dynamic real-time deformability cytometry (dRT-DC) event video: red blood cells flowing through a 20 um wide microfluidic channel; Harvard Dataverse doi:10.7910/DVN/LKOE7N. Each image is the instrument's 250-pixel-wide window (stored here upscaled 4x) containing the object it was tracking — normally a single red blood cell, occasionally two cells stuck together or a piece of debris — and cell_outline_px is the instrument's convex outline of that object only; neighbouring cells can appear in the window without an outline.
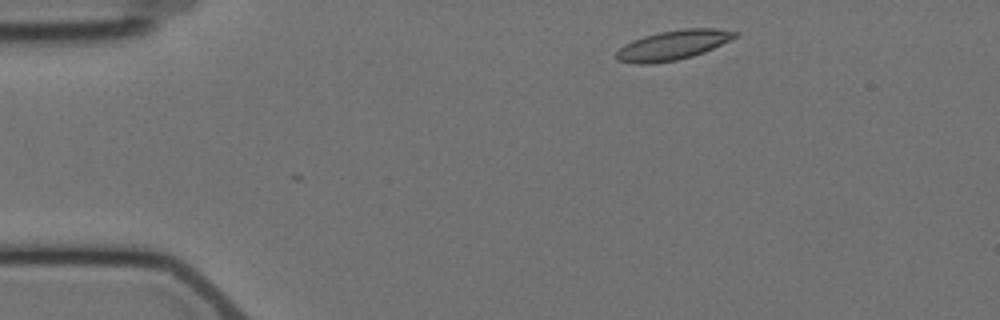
{"species": "Egyptian fruit bat (a non-hibernating species)", "species_latin": "Rousettus aegyptiacus", "temperature_condition": "cold", "stored_images_in_passage": 4, "segment_of_instrument_passage": [2, 2], "camera_frame_rate_fps": 3000, "um_per_image_px": 0.085, "animal": {"sex": "female"}, "frame": {"image": 1, "passage_image": 4, "time_ms": 4.333, "image_size_px": [1000, 320], "cell_outline_px": [[740, 32], [736, 36], [704, 52], [692, 56], [676, 60], [648, 64], [636, 64], [616, 60], [616, 52], [624, 44], [632, 40], [644, 36], [660, 32], [684, 28], [712, 28]], "centroid_in_image_um": [57.15, 3.83], "position_along_channel_um": 27.8, "area_um2": 20.23}}